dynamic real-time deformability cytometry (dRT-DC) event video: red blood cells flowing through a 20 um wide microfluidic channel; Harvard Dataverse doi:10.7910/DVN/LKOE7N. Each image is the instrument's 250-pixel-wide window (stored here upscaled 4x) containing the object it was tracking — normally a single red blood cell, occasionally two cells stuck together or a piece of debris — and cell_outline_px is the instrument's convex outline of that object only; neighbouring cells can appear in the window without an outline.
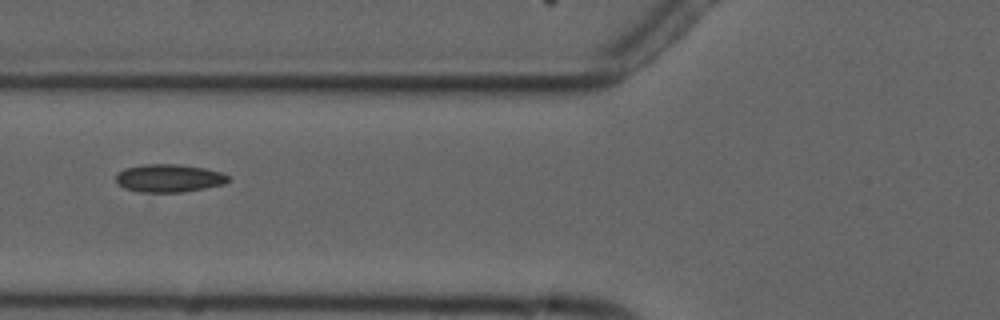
{"species": "common noctule bat (a hibernating species)", "species_latin": "Nyctalus noctula", "temperature_condition": "cold", "stored_images_in_passage": 4, "camera_frame_rate_fps": 3000, "um_per_image_px": 0.085, "animal": {"sex": "male", "forearm_length_mm": 52.5}, "frame": {"image": 1, "passage_image": 4, "time_ms": 3.333, "image_size_px": [1000, 320], "cell_outline_px": [[232, 180], [224, 184], [184, 192], [140, 192], [124, 188], [116, 184], [116, 172], [124, 168], [144, 164], [176, 164], [204, 168], [224, 172]], "centroid_in_image_um": [14.36, 15.14], "position_along_channel_um": 111.4, "area_um2": 18.55}}